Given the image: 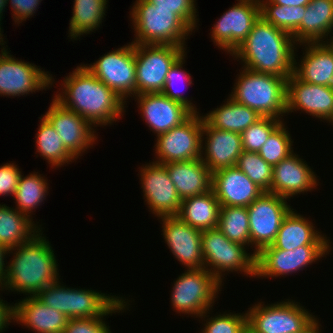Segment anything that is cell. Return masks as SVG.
I'll use <instances>...</instances> for the list:
<instances>
[{"label": "cell", "instance_id": "obj_30", "mask_svg": "<svg viewBox=\"0 0 333 333\" xmlns=\"http://www.w3.org/2000/svg\"><path fill=\"white\" fill-rule=\"evenodd\" d=\"M36 223L16 208L0 204V245L8 250L29 241L43 230Z\"/></svg>", "mask_w": 333, "mask_h": 333}, {"label": "cell", "instance_id": "obj_10", "mask_svg": "<svg viewBox=\"0 0 333 333\" xmlns=\"http://www.w3.org/2000/svg\"><path fill=\"white\" fill-rule=\"evenodd\" d=\"M187 47L157 44H134L136 95L161 93L166 76Z\"/></svg>", "mask_w": 333, "mask_h": 333}, {"label": "cell", "instance_id": "obj_39", "mask_svg": "<svg viewBox=\"0 0 333 333\" xmlns=\"http://www.w3.org/2000/svg\"><path fill=\"white\" fill-rule=\"evenodd\" d=\"M236 166L264 192L270 193L273 166L268 164L258 152L243 151Z\"/></svg>", "mask_w": 333, "mask_h": 333}, {"label": "cell", "instance_id": "obj_13", "mask_svg": "<svg viewBox=\"0 0 333 333\" xmlns=\"http://www.w3.org/2000/svg\"><path fill=\"white\" fill-rule=\"evenodd\" d=\"M203 116L193 113L186 121L157 136L154 162L190 161L201 158Z\"/></svg>", "mask_w": 333, "mask_h": 333}, {"label": "cell", "instance_id": "obj_43", "mask_svg": "<svg viewBox=\"0 0 333 333\" xmlns=\"http://www.w3.org/2000/svg\"><path fill=\"white\" fill-rule=\"evenodd\" d=\"M283 122L274 117H262L241 133L243 151L258 152L269 135Z\"/></svg>", "mask_w": 333, "mask_h": 333}, {"label": "cell", "instance_id": "obj_5", "mask_svg": "<svg viewBox=\"0 0 333 333\" xmlns=\"http://www.w3.org/2000/svg\"><path fill=\"white\" fill-rule=\"evenodd\" d=\"M130 19L134 44H157L185 47L193 29L173 10L158 9L147 0H136Z\"/></svg>", "mask_w": 333, "mask_h": 333}, {"label": "cell", "instance_id": "obj_27", "mask_svg": "<svg viewBox=\"0 0 333 333\" xmlns=\"http://www.w3.org/2000/svg\"><path fill=\"white\" fill-rule=\"evenodd\" d=\"M314 225L312 220L292 208L284 217L271 246L288 251L305 245H331L332 241Z\"/></svg>", "mask_w": 333, "mask_h": 333}, {"label": "cell", "instance_id": "obj_20", "mask_svg": "<svg viewBox=\"0 0 333 333\" xmlns=\"http://www.w3.org/2000/svg\"><path fill=\"white\" fill-rule=\"evenodd\" d=\"M294 111H305L333 125V89L301 81L292 74L287 79L286 114Z\"/></svg>", "mask_w": 333, "mask_h": 333}, {"label": "cell", "instance_id": "obj_47", "mask_svg": "<svg viewBox=\"0 0 333 333\" xmlns=\"http://www.w3.org/2000/svg\"><path fill=\"white\" fill-rule=\"evenodd\" d=\"M1 291L2 290L0 288ZM13 304H8L7 301L1 299L0 297V333H3L6 328L13 322ZM4 330V331H3Z\"/></svg>", "mask_w": 333, "mask_h": 333}, {"label": "cell", "instance_id": "obj_8", "mask_svg": "<svg viewBox=\"0 0 333 333\" xmlns=\"http://www.w3.org/2000/svg\"><path fill=\"white\" fill-rule=\"evenodd\" d=\"M222 284L205 268L187 269L175 280L171 291V305L176 313L196 318L211 310Z\"/></svg>", "mask_w": 333, "mask_h": 333}, {"label": "cell", "instance_id": "obj_16", "mask_svg": "<svg viewBox=\"0 0 333 333\" xmlns=\"http://www.w3.org/2000/svg\"><path fill=\"white\" fill-rule=\"evenodd\" d=\"M210 29L212 42L221 50L232 52L247 38L260 17L259 0H237Z\"/></svg>", "mask_w": 333, "mask_h": 333}, {"label": "cell", "instance_id": "obj_1", "mask_svg": "<svg viewBox=\"0 0 333 333\" xmlns=\"http://www.w3.org/2000/svg\"><path fill=\"white\" fill-rule=\"evenodd\" d=\"M61 87L52 98L79 114L95 129L116 123L126 112L127 103L96 78L84 63L61 80Z\"/></svg>", "mask_w": 333, "mask_h": 333}, {"label": "cell", "instance_id": "obj_22", "mask_svg": "<svg viewBox=\"0 0 333 333\" xmlns=\"http://www.w3.org/2000/svg\"><path fill=\"white\" fill-rule=\"evenodd\" d=\"M315 173L299 154L293 152L273 166L270 193L290 201L291 197L311 192L319 186Z\"/></svg>", "mask_w": 333, "mask_h": 333}, {"label": "cell", "instance_id": "obj_44", "mask_svg": "<svg viewBox=\"0 0 333 333\" xmlns=\"http://www.w3.org/2000/svg\"><path fill=\"white\" fill-rule=\"evenodd\" d=\"M158 9L173 10L179 15L193 30L198 25L196 0H147Z\"/></svg>", "mask_w": 333, "mask_h": 333}, {"label": "cell", "instance_id": "obj_50", "mask_svg": "<svg viewBox=\"0 0 333 333\" xmlns=\"http://www.w3.org/2000/svg\"><path fill=\"white\" fill-rule=\"evenodd\" d=\"M320 326H321L320 321L318 318H316L308 327H306L300 333H322Z\"/></svg>", "mask_w": 333, "mask_h": 333}, {"label": "cell", "instance_id": "obj_42", "mask_svg": "<svg viewBox=\"0 0 333 333\" xmlns=\"http://www.w3.org/2000/svg\"><path fill=\"white\" fill-rule=\"evenodd\" d=\"M210 312H212V309L199 317L203 319L205 326L200 333H242L247 328L246 311L239 314L228 311V313L224 312L209 317L210 315L207 314H210Z\"/></svg>", "mask_w": 333, "mask_h": 333}, {"label": "cell", "instance_id": "obj_37", "mask_svg": "<svg viewBox=\"0 0 333 333\" xmlns=\"http://www.w3.org/2000/svg\"><path fill=\"white\" fill-rule=\"evenodd\" d=\"M306 6H282L273 3H260V16L276 28L292 34L301 24Z\"/></svg>", "mask_w": 333, "mask_h": 333}, {"label": "cell", "instance_id": "obj_48", "mask_svg": "<svg viewBox=\"0 0 333 333\" xmlns=\"http://www.w3.org/2000/svg\"><path fill=\"white\" fill-rule=\"evenodd\" d=\"M311 0H259L260 3H273L282 6H307Z\"/></svg>", "mask_w": 333, "mask_h": 333}, {"label": "cell", "instance_id": "obj_25", "mask_svg": "<svg viewBox=\"0 0 333 333\" xmlns=\"http://www.w3.org/2000/svg\"><path fill=\"white\" fill-rule=\"evenodd\" d=\"M299 45L305 51L299 62L294 53L293 74L301 81L333 89V43L305 42Z\"/></svg>", "mask_w": 333, "mask_h": 333}, {"label": "cell", "instance_id": "obj_12", "mask_svg": "<svg viewBox=\"0 0 333 333\" xmlns=\"http://www.w3.org/2000/svg\"><path fill=\"white\" fill-rule=\"evenodd\" d=\"M84 66L126 103L136 95V62L134 43H127Z\"/></svg>", "mask_w": 333, "mask_h": 333}, {"label": "cell", "instance_id": "obj_21", "mask_svg": "<svg viewBox=\"0 0 333 333\" xmlns=\"http://www.w3.org/2000/svg\"><path fill=\"white\" fill-rule=\"evenodd\" d=\"M140 116L155 136H159L186 121L193 112L180 102L162 93L135 95Z\"/></svg>", "mask_w": 333, "mask_h": 333}, {"label": "cell", "instance_id": "obj_15", "mask_svg": "<svg viewBox=\"0 0 333 333\" xmlns=\"http://www.w3.org/2000/svg\"><path fill=\"white\" fill-rule=\"evenodd\" d=\"M291 209L287 199L269 192H264L247 207L250 247H255L252 249L255 256L274 242L284 217Z\"/></svg>", "mask_w": 333, "mask_h": 333}, {"label": "cell", "instance_id": "obj_9", "mask_svg": "<svg viewBox=\"0 0 333 333\" xmlns=\"http://www.w3.org/2000/svg\"><path fill=\"white\" fill-rule=\"evenodd\" d=\"M310 313L291 299L267 305L259 301L246 311L247 327L254 333H300L317 318Z\"/></svg>", "mask_w": 333, "mask_h": 333}, {"label": "cell", "instance_id": "obj_36", "mask_svg": "<svg viewBox=\"0 0 333 333\" xmlns=\"http://www.w3.org/2000/svg\"><path fill=\"white\" fill-rule=\"evenodd\" d=\"M217 228L228 240L246 247L250 246V226L247 207H220Z\"/></svg>", "mask_w": 333, "mask_h": 333}, {"label": "cell", "instance_id": "obj_45", "mask_svg": "<svg viewBox=\"0 0 333 333\" xmlns=\"http://www.w3.org/2000/svg\"><path fill=\"white\" fill-rule=\"evenodd\" d=\"M18 167L15 162L0 166V196L14 197L19 178L23 174Z\"/></svg>", "mask_w": 333, "mask_h": 333}, {"label": "cell", "instance_id": "obj_17", "mask_svg": "<svg viewBox=\"0 0 333 333\" xmlns=\"http://www.w3.org/2000/svg\"><path fill=\"white\" fill-rule=\"evenodd\" d=\"M140 184L148 210L155 217L177 216L181 198L164 164L152 162L139 169Z\"/></svg>", "mask_w": 333, "mask_h": 333}, {"label": "cell", "instance_id": "obj_33", "mask_svg": "<svg viewBox=\"0 0 333 333\" xmlns=\"http://www.w3.org/2000/svg\"><path fill=\"white\" fill-rule=\"evenodd\" d=\"M73 2L68 37L71 40H78L81 35L90 34L100 28L102 20L104 21L103 18H105L107 9L106 5L109 1L74 0Z\"/></svg>", "mask_w": 333, "mask_h": 333}, {"label": "cell", "instance_id": "obj_19", "mask_svg": "<svg viewBox=\"0 0 333 333\" xmlns=\"http://www.w3.org/2000/svg\"><path fill=\"white\" fill-rule=\"evenodd\" d=\"M162 234L170 252L186 269L204 268L201 236L202 231L183 222L178 216L158 218Z\"/></svg>", "mask_w": 333, "mask_h": 333}, {"label": "cell", "instance_id": "obj_4", "mask_svg": "<svg viewBox=\"0 0 333 333\" xmlns=\"http://www.w3.org/2000/svg\"><path fill=\"white\" fill-rule=\"evenodd\" d=\"M239 71L229 96L262 117L284 120L282 118L287 116V79L243 67Z\"/></svg>", "mask_w": 333, "mask_h": 333}, {"label": "cell", "instance_id": "obj_41", "mask_svg": "<svg viewBox=\"0 0 333 333\" xmlns=\"http://www.w3.org/2000/svg\"><path fill=\"white\" fill-rule=\"evenodd\" d=\"M123 296L100 318H80L68 319L64 333H112L104 321V317L115 313L126 312L130 308V300H126Z\"/></svg>", "mask_w": 333, "mask_h": 333}, {"label": "cell", "instance_id": "obj_31", "mask_svg": "<svg viewBox=\"0 0 333 333\" xmlns=\"http://www.w3.org/2000/svg\"><path fill=\"white\" fill-rule=\"evenodd\" d=\"M224 102L219 107L217 106V108L202 115L211 127L241 134L262 118L257 111L236 102L230 96Z\"/></svg>", "mask_w": 333, "mask_h": 333}, {"label": "cell", "instance_id": "obj_35", "mask_svg": "<svg viewBox=\"0 0 333 333\" xmlns=\"http://www.w3.org/2000/svg\"><path fill=\"white\" fill-rule=\"evenodd\" d=\"M48 188L47 178L39 172H32L26 176L21 174L13 197L16 201L15 208L33 219L34 210L42 205L48 196Z\"/></svg>", "mask_w": 333, "mask_h": 333}, {"label": "cell", "instance_id": "obj_3", "mask_svg": "<svg viewBox=\"0 0 333 333\" xmlns=\"http://www.w3.org/2000/svg\"><path fill=\"white\" fill-rule=\"evenodd\" d=\"M43 235V236H42ZM53 247L42 230L32 239L7 250L13 258L6 266L2 290L36 296L60 279Z\"/></svg>", "mask_w": 333, "mask_h": 333}, {"label": "cell", "instance_id": "obj_2", "mask_svg": "<svg viewBox=\"0 0 333 333\" xmlns=\"http://www.w3.org/2000/svg\"><path fill=\"white\" fill-rule=\"evenodd\" d=\"M299 45L287 31L261 16L247 38L232 52L243 68L288 79L294 71V53Z\"/></svg>", "mask_w": 333, "mask_h": 333}, {"label": "cell", "instance_id": "obj_46", "mask_svg": "<svg viewBox=\"0 0 333 333\" xmlns=\"http://www.w3.org/2000/svg\"><path fill=\"white\" fill-rule=\"evenodd\" d=\"M42 0H7V4L11 3L12 18L15 24L19 25L28 18H32L39 8ZM14 16V17H13Z\"/></svg>", "mask_w": 333, "mask_h": 333}, {"label": "cell", "instance_id": "obj_26", "mask_svg": "<svg viewBox=\"0 0 333 333\" xmlns=\"http://www.w3.org/2000/svg\"><path fill=\"white\" fill-rule=\"evenodd\" d=\"M13 322L35 333H64L68 317L45 305L36 296H26L13 305Z\"/></svg>", "mask_w": 333, "mask_h": 333}, {"label": "cell", "instance_id": "obj_51", "mask_svg": "<svg viewBox=\"0 0 333 333\" xmlns=\"http://www.w3.org/2000/svg\"><path fill=\"white\" fill-rule=\"evenodd\" d=\"M6 6H8L7 5V0H0V36L1 37H3V34H2V28H1V21L3 20L2 18V16H3V12L5 11L4 9H6Z\"/></svg>", "mask_w": 333, "mask_h": 333}, {"label": "cell", "instance_id": "obj_53", "mask_svg": "<svg viewBox=\"0 0 333 333\" xmlns=\"http://www.w3.org/2000/svg\"><path fill=\"white\" fill-rule=\"evenodd\" d=\"M3 43H6V41H4V37L2 38V37L0 36V45H2Z\"/></svg>", "mask_w": 333, "mask_h": 333}, {"label": "cell", "instance_id": "obj_6", "mask_svg": "<svg viewBox=\"0 0 333 333\" xmlns=\"http://www.w3.org/2000/svg\"><path fill=\"white\" fill-rule=\"evenodd\" d=\"M61 284L58 279L41 290L36 297L69 319L100 318L121 298L91 288H70Z\"/></svg>", "mask_w": 333, "mask_h": 333}, {"label": "cell", "instance_id": "obj_29", "mask_svg": "<svg viewBox=\"0 0 333 333\" xmlns=\"http://www.w3.org/2000/svg\"><path fill=\"white\" fill-rule=\"evenodd\" d=\"M291 35L297 44L324 42V40L331 42L333 38V0H311L306 6L301 24Z\"/></svg>", "mask_w": 333, "mask_h": 333}, {"label": "cell", "instance_id": "obj_28", "mask_svg": "<svg viewBox=\"0 0 333 333\" xmlns=\"http://www.w3.org/2000/svg\"><path fill=\"white\" fill-rule=\"evenodd\" d=\"M164 165L181 200L212 190V173L201 158Z\"/></svg>", "mask_w": 333, "mask_h": 333}, {"label": "cell", "instance_id": "obj_49", "mask_svg": "<svg viewBox=\"0 0 333 333\" xmlns=\"http://www.w3.org/2000/svg\"><path fill=\"white\" fill-rule=\"evenodd\" d=\"M7 257V249L0 245V287L4 281V276H5V272H6V266L7 265V261L6 263H4L5 258Z\"/></svg>", "mask_w": 333, "mask_h": 333}, {"label": "cell", "instance_id": "obj_7", "mask_svg": "<svg viewBox=\"0 0 333 333\" xmlns=\"http://www.w3.org/2000/svg\"><path fill=\"white\" fill-rule=\"evenodd\" d=\"M201 243L204 268L221 283L226 274L235 271L255 278L256 256L246 246L228 240L217 227L203 230Z\"/></svg>", "mask_w": 333, "mask_h": 333}, {"label": "cell", "instance_id": "obj_23", "mask_svg": "<svg viewBox=\"0 0 333 333\" xmlns=\"http://www.w3.org/2000/svg\"><path fill=\"white\" fill-rule=\"evenodd\" d=\"M242 152L241 134L216 129L203 119L201 160L211 173L236 166Z\"/></svg>", "mask_w": 333, "mask_h": 333}, {"label": "cell", "instance_id": "obj_14", "mask_svg": "<svg viewBox=\"0 0 333 333\" xmlns=\"http://www.w3.org/2000/svg\"><path fill=\"white\" fill-rule=\"evenodd\" d=\"M4 45L0 48V96L21 97L54 86L52 74L40 66L13 57Z\"/></svg>", "mask_w": 333, "mask_h": 333}, {"label": "cell", "instance_id": "obj_32", "mask_svg": "<svg viewBox=\"0 0 333 333\" xmlns=\"http://www.w3.org/2000/svg\"><path fill=\"white\" fill-rule=\"evenodd\" d=\"M220 203L213 190L184 198L178 217L191 227L201 231L216 228L219 220Z\"/></svg>", "mask_w": 333, "mask_h": 333}, {"label": "cell", "instance_id": "obj_11", "mask_svg": "<svg viewBox=\"0 0 333 333\" xmlns=\"http://www.w3.org/2000/svg\"><path fill=\"white\" fill-rule=\"evenodd\" d=\"M332 248V245H305L287 251L268 245L256 255L255 277L266 279L292 275L326 257Z\"/></svg>", "mask_w": 333, "mask_h": 333}, {"label": "cell", "instance_id": "obj_52", "mask_svg": "<svg viewBox=\"0 0 333 333\" xmlns=\"http://www.w3.org/2000/svg\"><path fill=\"white\" fill-rule=\"evenodd\" d=\"M242 333H254V332L247 327Z\"/></svg>", "mask_w": 333, "mask_h": 333}, {"label": "cell", "instance_id": "obj_34", "mask_svg": "<svg viewBox=\"0 0 333 333\" xmlns=\"http://www.w3.org/2000/svg\"><path fill=\"white\" fill-rule=\"evenodd\" d=\"M40 122L35 136L37 146L36 152L47 160L46 162L52 169L60 168L63 165L71 164L75 158L66 150L62 143L61 136L54 130L53 126L43 117H39Z\"/></svg>", "mask_w": 333, "mask_h": 333}, {"label": "cell", "instance_id": "obj_40", "mask_svg": "<svg viewBox=\"0 0 333 333\" xmlns=\"http://www.w3.org/2000/svg\"><path fill=\"white\" fill-rule=\"evenodd\" d=\"M186 55L187 53H184L169 69V72L166 76L165 86L161 93L170 98L171 100L180 102L183 105L187 106L193 113H197L199 112V110L195 106V104L191 102L192 100H190V98H187V96H184L180 92L181 90L177 88L178 84H182V82H185V85L187 83L188 86H191V84H193L191 74L189 73V71L187 72L185 68H183Z\"/></svg>", "mask_w": 333, "mask_h": 333}, {"label": "cell", "instance_id": "obj_18", "mask_svg": "<svg viewBox=\"0 0 333 333\" xmlns=\"http://www.w3.org/2000/svg\"><path fill=\"white\" fill-rule=\"evenodd\" d=\"M62 138L66 150L77 160L96 144V130L79 114L63 107L54 98L42 115Z\"/></svg>", "mask_w": 333, "mask_h": 333}, {"label": "cell", "instance_id": "obj_38", "mask_svg": "<svg viewBox=\"0 0 333 333\" xmlns=\"http://www.w3.org/2000/svg\"><path fill=\"white\" fill-rule=\"evenodd\" d=\"M284 121L269 135L258 154L270 165L274 166L292 154L293 140ZM289 132V133H288Z\"/></svg>", "mask_w": 333, "mask_h": 333}, {"label": "cell", "instance_id": "obj_24", "mask_svg": "<svg viewBox=\"0 0 333 333\" xmlns=\"http://www.w3.org/2000/svg\"><path fill=\"white\" fill-rule=\"evenodd\" d=\"M212 190L221 207H248L264 193L237 166L213 172Z\"/></svg>", "mask_w": 333, "mask_h": 333}]
</instances>
